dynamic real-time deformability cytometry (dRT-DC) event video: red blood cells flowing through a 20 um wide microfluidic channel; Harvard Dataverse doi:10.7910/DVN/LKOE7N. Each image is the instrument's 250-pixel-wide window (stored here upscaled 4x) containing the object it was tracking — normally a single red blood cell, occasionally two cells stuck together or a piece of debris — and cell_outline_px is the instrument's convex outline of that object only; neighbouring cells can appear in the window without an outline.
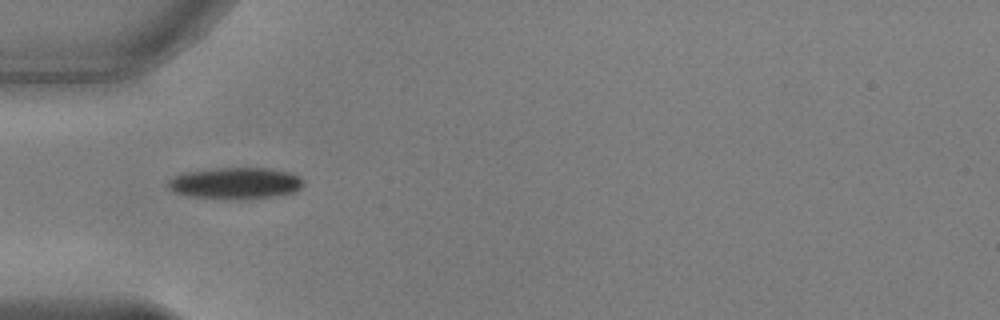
{"species": "common noctule bat (a hibernating species)", "species_latin": "Nyctalus noctula", "temperature_condition": "warm", "stored_images_in_passage": 37, "camera_frame_rate_fps": 3000, "um_per_image_px": 0.085, "animal": {"sex": "male", "body_mass_g": 17.9, "forearm_length_mm": 54.2}, "frame": {"image": 1, "passage_image": 1, "time_ms": 0.0, "image_size_px": [1000, 320], "cell_outline_px": [[304, 184], [296, 192], [276, 196], [240, 200], [228, 200], [192, 196], [176, 192], [168, 188], [168, 180], [172, 176], [184, 172], [212, 168], [268, 168], [288, 172], [300, 176], [304, 180]], "centroid_in_image_um": [20.03, 15.58], "position_along_channel_um": 65.0, "area_um2": 25.26}}
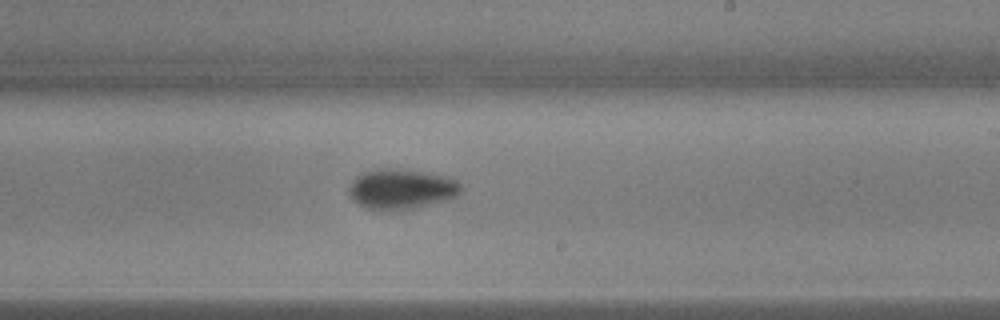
{"frame": {"image": 2, "passage_image": 16, "time_ms": 5.0, "image_size_px": [1000, 320], "cell_outline_px": [[464, 188], [456, 196], [448, 200], [412, 208], [380, 212], [368, 208], [352, 200], [348, 188], [356, 176], [364, 172], [380, 168], [404, 168], [432, 172], [448, 176], [456, 180]], "centroid_in_image_um": [34.15, 16.05], "position_along_channel_um": 254.9, "area_um2": 26.76}}
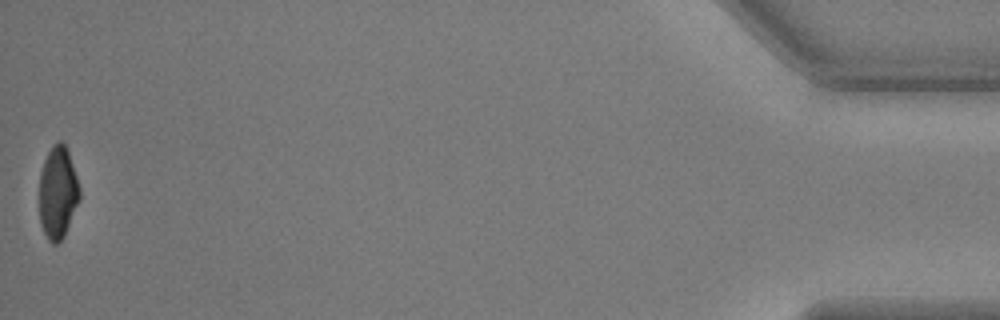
{"frame": {"image": 3, "passage_image": 37, "time_ms": 12.0, "image_size_px": [1000, 320], "cell_outline_px": [[80, 200], [64, 236], [56, 244], [52, 244], [48, 240], [40, 224], [40, 172], [44, 160], [52, 144], [60, 140], [64, 144], [68, 152], [80, 188]], "centroid_in_image_um": [4.91, 16.38], "position_along_channel_um": 430.3, "area_um2": 21.62}, "authors_computed_cell_mechanics": {"area_um2": 24.3916, "velocity_mm_per_s": 3.8118, "shape_relaxation_time_tau1_ms": 3.4865, "shape_relaxation_time_tau2_ms": 2.7761, "deformation_change_tau1": 0.1668, "deformation_change_tau2": 0.0628}}